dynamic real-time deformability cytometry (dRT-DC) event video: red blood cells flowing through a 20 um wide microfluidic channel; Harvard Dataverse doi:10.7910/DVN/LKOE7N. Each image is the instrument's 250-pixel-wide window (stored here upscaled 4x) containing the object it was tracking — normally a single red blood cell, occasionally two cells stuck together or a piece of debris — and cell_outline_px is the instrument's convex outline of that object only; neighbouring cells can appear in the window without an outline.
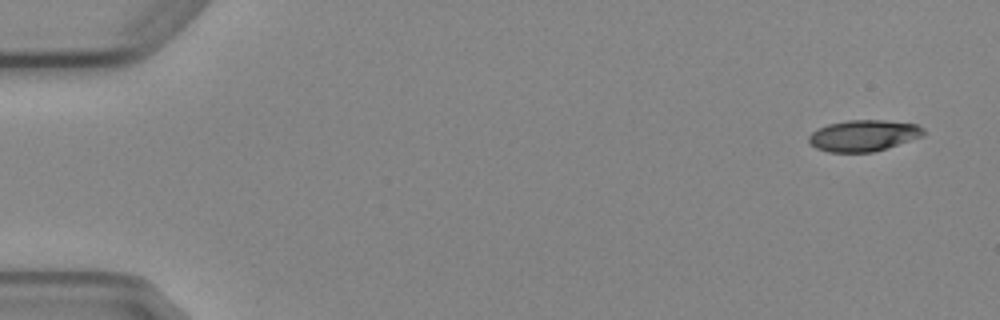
{"species": "Egyptian fruit bat (a non-hibernating species)", "species_latin": "Rousettus aegyptiacus", "temperature_condition": "cold", "stored_images_in_passage": 4, "camera_frame_rate_fps": 3000, "um_per_image_px": 0.085, "animal": {"sex": "female"}, "frame": {"image": 1, "passage_image": 1, "time_ms": 0.0, "image_size_px": [1000, 320], "cell_outline_px": [[924, 136], [872, 152], [828, 152], [816, 148], [808, 140], [808, 136], [816, 128], [828, 124], [848, 120], [884, 120], [916, 124], [924, 128]], "centroid_in_image_um": [73.38, 11.52], "position_along_channel_um": 11.6, "area_um2": 20.87}}